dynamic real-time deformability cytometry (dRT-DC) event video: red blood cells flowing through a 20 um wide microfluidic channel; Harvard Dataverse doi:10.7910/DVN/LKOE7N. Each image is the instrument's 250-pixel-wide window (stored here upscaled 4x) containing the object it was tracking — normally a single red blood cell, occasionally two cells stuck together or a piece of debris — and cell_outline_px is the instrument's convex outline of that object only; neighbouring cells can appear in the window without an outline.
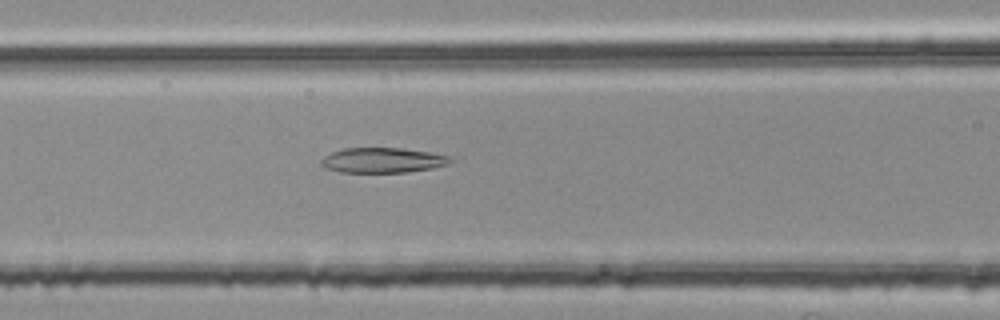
{"species": "common noctule bat (a hibernating species)", "species_latin": "Nyctalus noctula", "temperature_condition": "room temperature", "stored_images_in_passage": 53, "camera_frame_rate_fps": 3000, "um_per_image_px": 0.085, "animal": {"sex": "female", "body_mass_g": 25.1}, "frame": {"image": 1, "passage_image": 22, "time_ms": 7.0, "image_size_px": [1000, 320], "cell_outline_px": [[452, 160], [448, 164], [432, 168], [408, 172], [340, 172], [328, 168], [320, 164], [320, 160], [324, 156], [332, 152], [344, 148], [400, 148], [428, 152], [448, 156]], "centroid_in_image_um": [32.5, 13.62], "position_along_channel_um": 134.1, "area_um2": 18.67}}
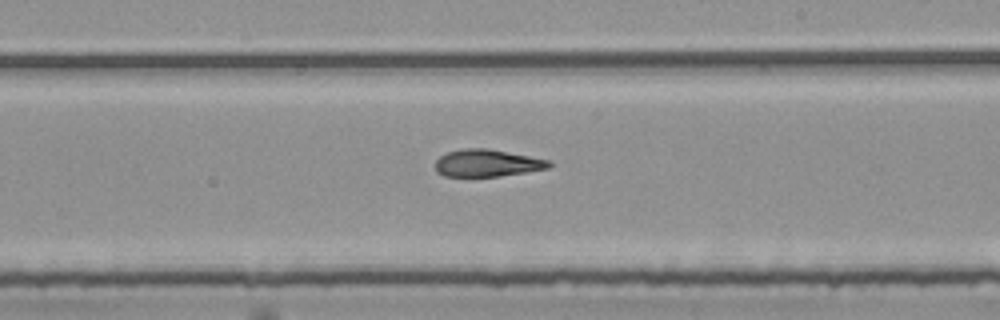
{"frame": {"image": 2, "passage_image": 31, "time_ms": 10.0, "image_size_px": [1000, 320], "cell_outline_px": [[552, 164], [548, 168], [500, 176], [444, 176], [436, 172], [436, 160], [440, 156], [448, 152], [464, 148], [488, 148], [548, 160]], "centroid_in_image_um": [41.37, 13.86], "position_along_channel_um": 247.6, "area_um2": 17.8}}
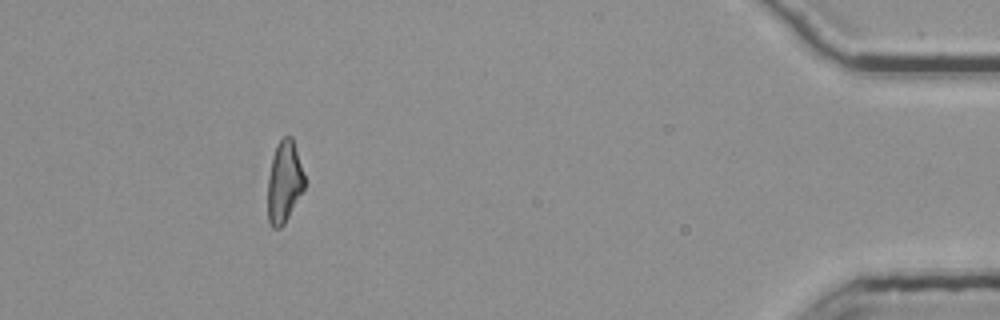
{"frame": {"image": 3, "passage_image": 49, "time_ms": 16.0, "image_size_px": [1000, 320], "cell_outline_px": [[304, 188], [284, 224], [280, 228], [272, 228], [268, 220], [268, 176], [272, 156], [276, 144], [284, 136], [292, 136], [304, 176]], "centroid_in_image_um": [24.14, 15.46], "position_along_channel_um": 411.1, "area_um2": 17.34}, "authors_computed_cell_mechanics": {"area_um2": 18.6694, "velocity_mm_per_s": 3.7968, "shape_relaxation_time_tau1_ms": null, "shape_relaxation_time_tau2_ms": 2.9401, "deformation_change_tau1": null, "deformation_change_tau2": 0.118}}